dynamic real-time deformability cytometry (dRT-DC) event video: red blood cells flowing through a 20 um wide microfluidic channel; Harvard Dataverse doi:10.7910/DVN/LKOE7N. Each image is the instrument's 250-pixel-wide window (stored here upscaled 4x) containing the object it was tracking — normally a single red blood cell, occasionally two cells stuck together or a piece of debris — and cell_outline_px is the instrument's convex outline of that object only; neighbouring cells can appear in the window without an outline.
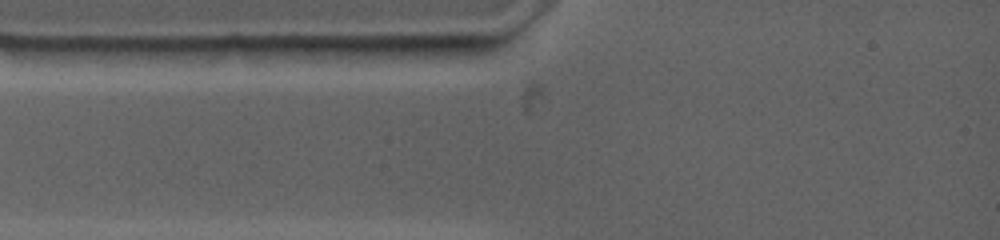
{"species": "common noctule bat (a hibernating species)", "species_latin": "Nyctalus noctula", "temperature_condition": "warm", "stored_images_in_passage": 2, "camera_frame_rate_fps": 4500, "um_per_image_px": 0.085, "animal": {"sex": "female", "body_mass_g": 19.0, "forearm_length_mm": 53.3}, "frame": {"image": 1, "passage_image": 1, "time_ms": 0.0, "image_size_px": [1000, 240], "cell_outline_px": [[448, 44], [444, 48], [424, 56], [380, 64], [284, 48], [296, 44]], "centroid_in_image_um": [31.55, 4.35], "position_along_channel_um": 53.5, "area_um2": 14.45}}